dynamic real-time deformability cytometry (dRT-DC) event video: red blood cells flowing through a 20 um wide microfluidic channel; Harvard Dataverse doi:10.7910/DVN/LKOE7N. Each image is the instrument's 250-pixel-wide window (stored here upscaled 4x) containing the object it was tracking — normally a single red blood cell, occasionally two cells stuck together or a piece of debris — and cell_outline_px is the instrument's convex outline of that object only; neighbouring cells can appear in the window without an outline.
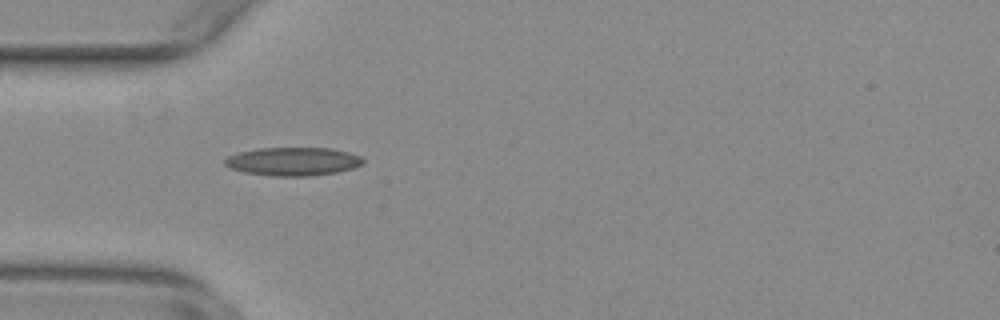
{"species": "common noctule bat (a hibernating species)", "species_latin": "Nyctalus noctula", "temperature_condition": "warm", "stored_images_in_passage": 43, "camera_frame_rate_fps": 3000, "um_per_image_px": 0.085, "animal": {"sex": "female", "body_mass_g": 29.2, "forearm_length_mm": 56.3}, "frame": {"image": 1, "passage_image": 5, "time_ms": 1.333, "image_size_px": [1000, 320], "cell_outline_px": [[364, 164], [356, 168], [336, 172], [312, 176], [272, 176], [244, 172], [232, 168], [224, 164], [224, 160], [228, 156], [240, 152], [260, 148], [332, 148], [348, 152], [360, 156], [364, 160]], "centroid_in_image_um": [24.95, 13.73], "position_along_channel_um": 60.0, "area_um2": 22.89}}
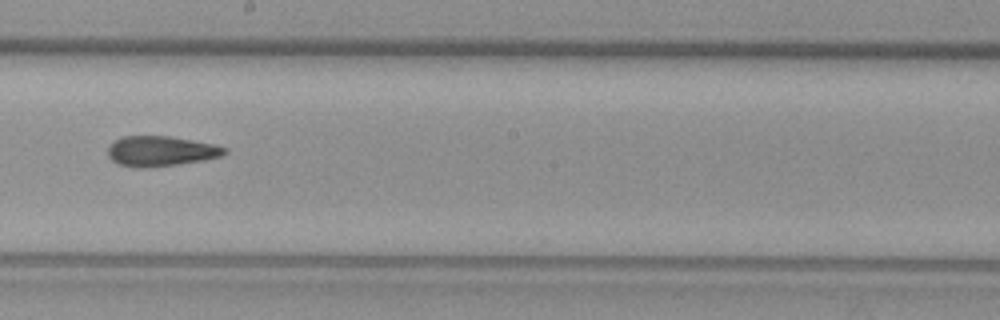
{"frame": {"image": 2, "passage_image": 19, "time_ms": 6.0, "image_size_px": [1000, 320], "cell_outline_px": [[228, 152], [220, 156], [204, 160], [180, 164], [148, 168], [140, 168], [116, 164], [108, 156], [108, 144], [112, 140], [124, 136], [172, 136], [212, 144], [228, 148]], "centroid_in_image_um": [13.63, 12.85], "position_along_channel_um": 234.6, "area_um2": 20.81}}
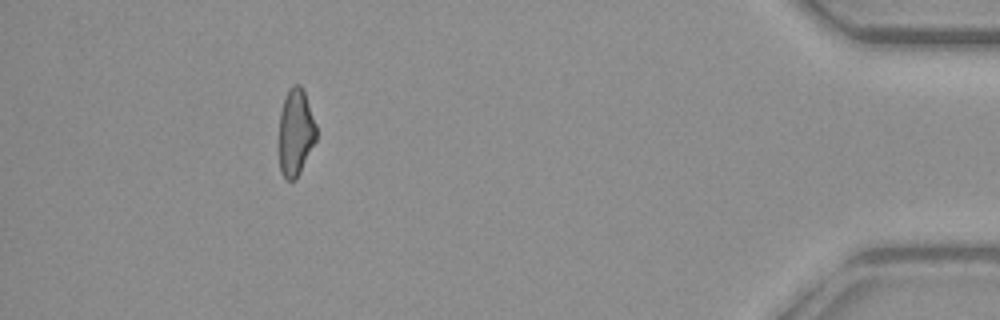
{"frame": {"image": 3, "passage_image": 38, "time_ms": 12.333, "image_size_px": [1000, 320], "cell_outline_px": [[316, 140], [296, 180], [288, 180], [280, 172], [280, 112], [288, 88], [292, 84], [300, 84], [304, 92], [316, 124]], "centroid_in_image_um": [25.13, 11.24], "position_along_channel_um": 410.1, "area_um2": 18.67}, "authors_computed_cell_mechanics": {"area_um2": 20.4034, "velocity_mm_per_s": 3.7703, "shape_relaxation_time_tau1_ms": null, "shape_relaxation_time_tau2_ms": 3.6624, "deformation_change_tau1": null, "deformation_change_tau2": 0.1344}}